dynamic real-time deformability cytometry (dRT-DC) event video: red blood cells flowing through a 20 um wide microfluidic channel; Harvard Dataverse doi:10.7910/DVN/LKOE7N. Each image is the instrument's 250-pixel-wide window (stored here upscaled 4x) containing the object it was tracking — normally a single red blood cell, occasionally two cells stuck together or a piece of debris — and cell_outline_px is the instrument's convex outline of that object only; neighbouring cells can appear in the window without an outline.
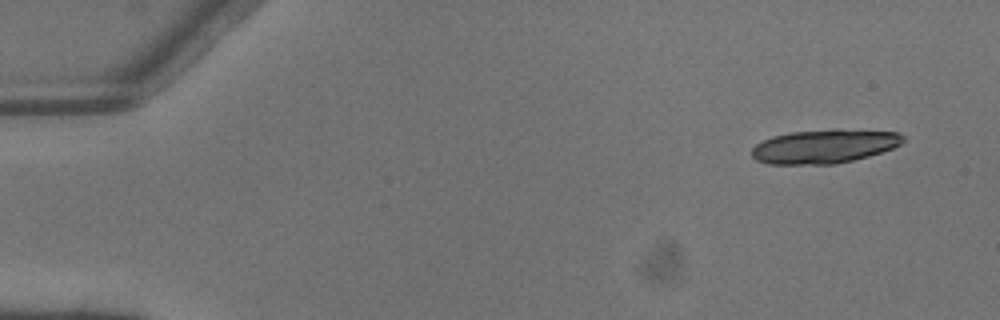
{"species": "common noctule bat (a hibernating species)", "species_latin": "Nyctalus noctula", "temperature_condition": "warm", "stored_images_in_passage": 4, "camera_frame_rate_fps": 3000, "um_per_image_px": 0.085, "animal": {"sex": "male", "body_mass_g": 13.3}, "frame": {"image": 1, "passage_image": 1, "time_ms": 0.0, "image_size_px": [1000, 320], "cell_outline_px": [[904, 140], [900, 144], [892, 148], [868, 156], [836, 164], [768, 164], [756, 160], [752, 156], [752, 148], [756, 144], [772, 136], [788, 132], [832, 128], [836, 128], [900, 132], [904, 136]], "centroid_in_image_um": [70.06, 12.42], "position_along_channel_um": 14.9, "area_um2": 30.17}}